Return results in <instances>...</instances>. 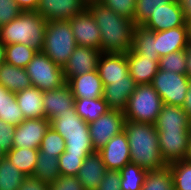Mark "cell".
Segmentation results:
<instances>
[{"label": "cell", "mask_w": 191, "mask_h": 190, "mask_svg": "<svg viewBox=\"0 0 191 190\" xmlns=\"http://www.w3.org/2000/svg\"><path fill=\"white\" fill-rule=\"evenodd\" d=\"M76 46L69 20L47 22L42 52L54 63L63 68Z\"/></svg>", "instance_id": "5"}, {"label": "cell", "mask_w": 191, "mask_h": 190, "mask_svg": "<svg viewBox=\"0 0 191 190\" xmlns=\"http://www.w3.org/2000/svg\"><path fill=\"white\" fill-rule=\"evenodd\" d=\"M122 190H141L148 170L135 163L126 164L120 171Z\"/></svg>", "instance_id": "32"}, {"label": "cell", "mask_w": 191, "mask_h": 190, "mask_svg": "<svg viewBox=\"0 0 191 190\" xmlns=\"http://www.w3.org/2000/svg\"><path fill=\"white\" fill-rule=\"evenodd\" d=\"M18 190H49V184L33 177H26Z\"/></svg>", "instance_id": "46"}, {"label": "cell", "mask_w": 191, "mask_h": 190, "mask_svg": "<svg viewBox=\"0 0 191 190\" xmlns=\"http://www.w3.org/2000/svg\"><path fill=\"white\" fill-rule=\"evenodd\" d=\"M26 176L7 159L0 163V190H18Z\"/></svg>", "instance_id": "33"}, {"label": "cell", "mask_w": 191, "mask_h": 190, "mask_svg": "<svg viewBox=\"0 0 191 190\" xmlns=\"http://www.w3.org/2000/svg\"><path fill=\"white\" fill-rule=\"evenodd\" d=\"M87 156L88 155H74L64 151L58 157L60 175L77 176Z\"/></svg>", "instance_id": "40"}, {"label": "cell", "mask_w": 191, "mask_h": 190, "mask_svg": "<svg viewBox=\"0 0 191 190\" xmlns=\"http://www.w3.org/2000/svg\"><path fill=\"white\" fill-rule=\"evenodd\" d=\"M74 106L78 116L88 124L110 110L103 97L94 99L75 98Z\"/></svg>", "instance_id": "30"}, {"label": "cell", "mask_w": 191, "mask_h": 190, "mask_svg": "<svg viewBox=\"0 0 191 190\" xmlns=\"http://www.w3.org/2000/svg\"><path fill=\"white\" fill-rule=\"evenodd\" d=\"M0 119L14 126H18L25 120L17 104L15 93L8 91L2 85H0Z\"/></svg>", "instance_id": "27"}, {"label": "cell", "mask_w": 191, "mask_h": 190, "mask_svg": "<svg viewBox=\"0 0 191 190\" xmlns=\"http://www.w3.org/2000/svg\"><path fill=\"white\" fill-rule=\"evenodd\" d=\"M101 53L95 48L77 45L67 64L63 67L65 80L97 70Z\"/></svg>", "instance_id": "13"}, {"label": "cell", "mask_w": 191, "mask_h": 190, "mask_svg": "<svg viewBox=\"0 0 191 190\" xmlns=\"http://www.w3.org/2000/svg\"><path fill=\"white\" fill-rule=\"evenodd\" d=\"M129 74L136 85L151 84L159 69V60L142 56L130 50L126 53Z\"/></svg>", "instance_id": "21"}, {"label": "cell", "mask_w": 191, "mask_h": 190, "mask_svg": "<svg viewBox=\"0 0 191 190\" xmlns=\"http://www.w3.org/2000/svg\"><path fill=\"white\" fill-rule=\"evenodd\" d=\"M189 43L188 26L155 31V50L159 57L185 50Z\"/></svg>", "instance_id": "19"}, {"label": "cell", "mask_w": 191, "mask_h": 190, "mask_svg": "<svg viewBox=\"0 0 191 190\" xmlns=\"http://www.w3.org/2000/svg\"><path fill=\"white\" fill-rule=\"evenodd\" d=\"M69 22L76 45L100 50L101 32L87 9L75 15Z\"/></svg>", "instance_id": "11"}, {"label": "cell", "mask_w": 191, "mask_h": 190, "mask_svg": "<svg viewBox=\"0 0 191 190\" xmlns=\"http://www.w3.org/2000/svg\"><path fill=\"white\" fill-rule=\"evenodd\" d=\"M25 70L31 85L41 91H50L66 83L63 68L43 52H36Z\"/></svg>", "instance_id": "7"}, {"label": "cell", "mask_w": 191, "mask_h": 190, "mask_svg": "<svg viewBox=\"0 0 191 190\" xmlns=\"http://www.w3.org/2000/svg\"><path fill=\"white\" fill-rule=\"evenodd\" d=\"M141 190H173V177L169 166L148 171Z\"/></svg>", "instance_id": "34"}, {"label": "cell", "mask_w": 191, "mask_h": 190, "mask_svg": "<svg viewBox=\"0 0 191 190\" xmlns=\"http://www.w3.org/2000/svg\"><path fill=\"white\" fill-rule=\"evenodd\" d=\"M189 43H191V22L188 23Z\"/></svg>", "instance_id": "54"}, {"label": "cell", "mask_w": 191, "mask_h": 190, "mask_svg": "<svg viewBox=\"0 0 191 190\" xmlns=\"http://www.w3.org/2000/svg\"><path fill=\"white\" fill-rule=\"evenodd\" d=\"M49 190H85L77 176L60 175L54 182L49 184Z\"/></svg>", "instance_id": "43"}, {"label": "cell", "mask_w": 191, "mask_h": 190, "mask_svg": "<svg viewBox=\"0 0 191 190\" xmlns=\"http://www.w3.org/2000/svg\"><path fill=\"white\" fill-rule=\"evenodd\" d=\"M16 126L6 123L0 119V147L5 151L13 148V136Z\"/></svg>", "instance_id": "44"}, {"label": "cell", "mask_w": 191, "mask_h": 190, "mask_svg": "<svg viewBox=\"0 0 191 190\" xmlns=\"http://www.w3.org/2000/svg\"><path fill=\"white\" fill-rule=\"evenodd\" d=\"M15 98L25 119L45 117L43 91L37 87H29L15 93Z\"/></svg>", "instance_id": "25"}, {"label": "cell", "mask_w": 191, "mask_h": 190, "mask_svg": "<svg viewBox=\"0 0 191 190\" xmlns=\"http://www.w3.org/2000/svg\"><path fill=\"white\" fill-rule=\"evenodd\" d=\"M85 9V0H40L36 12L50 22L70 20Z\"/></svg>", "instance_id": "15"}, {"label": "cell", "mask_w": 191, "mask_h": 190, "mask_svg": "<svg viewBox=\"0 0 191 190\" xmlns=\"http://www.w3.org/2000/svg\"><path fill=\"white\" fill-rule=\"evenodd\" d=\"M39 149L11 148L6 158L11 161L26 177H31L36 167Z\"/></svg>", "instance_id": "29"}, {"label": "cell", "mask_w": 191, "mask_h": 190, "mask_svg": "<svg viewBox=\"0 0 191 190\" xmlns=\"http://www.w3.org/2000/svg\"><path fill=\"white\" fill-rule=\"evenodd\" d=\"M154 125L157 131L191 130V119L181 107L163 105Z\"/></svg>", "instance_id": "24"}, {"label": "cell", "mask_w": 191, "mask_h": 190, "mask_svg": "<svg viewBox=\"0 0 191 190\" xmlns=\"http://www.w3.org/2000/svg\"><path fill=\"white\" fill-rule=\"evenodd\" d=\"M120 183V172L117 170L107 169L101 184L97 187V190H122Z\"/></svg>", "instance_id": "45"}, {"label": "cell", "mask_w": 191, "mask_h": 190, "mask_svg": "<svg viewBox=\"0 0 191 190\" xmlns=\"http://www.w3.org/2000/svg\"><path fill=\"white\" fill-rule=\"evenodd\" d=\"M124 123V112L111 109L89 123V134L95 151L104 147L113 136L124 131Z\"/></svg>", "instance_id": "9"}, {"label": "cell", "mask_w": 191, "mask_h": 190, "mask_svg": "<svg viewBox=\"0 0 191 190\" xmlns=\"http://www.w3.org/2000/svg\"><path fill=\"white\" fill-rule=\"evenodd\" d=\"M106 169L120 171L126 164L130 163V149L126 133L113 136L107 144L97 151Z\"/></svg>", "instance_id": "14"}, {"label": "cell", "mask_w": 191, "mask_h": 190, "mask_svg": "<svg viewBox=\"0 0 191 190\" xmlns=\"http://www.w3.org/2000/svg\"><path fill=\"white\" fill-rule=\"evenodd\" d=\"M100 2L116 14L134 21L136 0H100Z\"/></svg>", "instance_id": "41"}, {"label": "cell", "mask_w": 191, "mask_h": 190, "mask_svg": "<svg viewBox=\"0 0 191 190\" xmlns=\"http://www.w3.org/2000/svg\"><path fill=\"white\" fill-rule=\"evenodd\" d=\"M86 9L101 32L102 53H127L131 49L136 28L134 21L116 14L101 2L86 3Z\"/></svg>", "instance_id": "1"}, {"label": "cell", "mask_w": 191, "mask_h": 190, "mask_svg": "<svg viewBox=\"0 0 191 190\" xmlns=\"http://www.w3.org/2000/svg\"><path fill=\"white\" fill-rule=\"evenodd\" d=\"M159 69L178 74H186L185 50L170 53L159 58Z\"/></svg>", "instance_id": "39"}, {"label": "cell", "mask_w": 191, "mask_h": 190, "mask_svg": "<svg viewBox=\"0 0 191 190\" xmlns=\"http://www.w3.org/2000/svg\"><path fill=\"white\" fill-rule=\"evenodd\" d=\"M21 12L14 0H0V27L14 20Z\"/></svg>", "instance_id": "42"}, {"label": "cell", "mask_w": 191, "mask_h": 190, "mask_svg": "<svg viewBox=\"0 0 191 190\" xmlns=\"http://www.w3.org/2000/svg\"><path fill=\"white\" fill-rule=\"evenodd\" d=\"M124 132L129 143L131 163L148 171L167 166L162 159L154 124L125 120Z\"/></svg>", "instance_id": "2"}, {"label": "cell", "mask_w": 191, "mask_h": 190, "mask_svg": "<svg viewBox=\"0 0 191 190\" xmlns=\"http://www.w3.org/2000/svg\"><path fill=\"white\" fill-rule=\"evenodd\" d=\"M39 149L46 155L59 157L65 151V140L57 131L49 127L42 138Z\"/></svg>", "instance_id": "38"}, {"label": "cell", "mask_w": 191, "mask_h": 190, "mask_svg": "<svg viewBox=\"0 0 191 190\" xmlns=\"http://www.w3.org/2000/svg\"><path fill=\"white\" fill-rule=\"evenodd\" d=\"M36 52L25 44L6 45V63L25 69Z\"/></svg>", "instance_id": "36"}, {"label": "cell", "mask_w": 191, "mask_h": 190, "mask_svg": "<svg viewBox=\"0 0 191 190\" xmlns=\"http://www.w3.org/2000/svg\"><path fill=\"white\" fill-rule=\"evenodd\" d=\"M181 108L191 119V79H189L188 91L186 93V97H185L183 106Z\"/></svg>", "instance_id": "49"}, {"label": "cell", "mask_w": 191, "mask_h": 190, "mask_svg": "<svg viewBox=\"0 0 191 190\" xmlns=\"http://www.w3.org/2000/svg\"><path fill=\"white\" fill-rule=\"evenodd\" d=\"M5 54H6V45L0 39V66L6 62V55Z\"/></svg>", "instance_id": "51"}, {"label": "cell", "mask_w": 191, "mask_h": 190, "mask_svg": "<svg viewBox=\"0 0 191 190\" xmlns=\"http://www.w3.org/2000/svg\"><path fill=\"white\" fill-rule=\"evenodd\" d=\"M186 75L191 79V43H188L186 49Z\"/></svg>", "instance_id": "50"}, {"label": "cell", "mask_w": 191, "mask_h": 190, "mask_svg": "<svg viewBox=\"0 0 191 190\" xmlns=\"http://www.w3.org/2000/svg\"><path fill=\"white\" fill-rule=\"evenodd\" d=\"M50 127L65 140V152L74 155H90L95 151L89 134V124L76 113L75 106L50 120Z\"/></svg>", "instance_id": "4"}, {"label": "cell", "mask_w": 191, "mask_h": 190, "mask_svg": "<svg viewBox=\"0 0 191 190\" xmlns=\"http://www.w3.org/2000/svg\"><path fill=\"white\" fill-rule=\"evenodd\" d=\"M36 162V167L31 177L50 184L60 176L58 157L46 155L45 152L39 149Z\"/></svg>", "instance_id": "31"}, {"label": "cell", "mask_w": 191, "mask_h": 190, "mask_svg": "<svg viewBox=\"0 0 191 190\" xmlns=\"http://www.w3.org/2000/svg\"><path fill=\"white\" fill-rule=\"evenodd\" d=\"M46 26L47 20L36 11H22L14 20L0 27V39L5 45L20 43L42 52Z\"/></svg>", "instance_id": "3"}, {"label": "cell", "mask_w": 191, "mask_h": 190, "mask_svg": "<svg viewBox=\"0 0 191 190\" xmlns=\"http://www.w3.org/2000/svg\"><path fill=\"white\" fill-rule=\"evenodd\" d=\"M97 71L103 86L111 81L125 80L129 74L126 53H101Z\"/></svg>", "instance_id": "18"}, {"label": "cell", "mask_w": 191, "mask_h": 190, "mask_svg": "<svg viewBox=\"0 0 191 190\" xmlns=\"http://www.w3.org/2000/svg\"><path fill=\"white\" fill-rule=\"evenodd\" d=\"M185 160L191 161V130L188 136V151Z\"/></svg>", "instance_id": "52"}, {"label": "cell", "mask_w": 191, "mask_h": 190, "mask_svg": "<svg viewBox=\"0 0 191 190\" xmlns=\"http://www.w3.org/2000/svg\"><path fill=\"white\" fill-rule=\"evenodd\" d=\"M49 127L50 121L45 117L23 120L15 128L13 148L39 149L42 138Z\"/></svg>", "instance_id": "10"}, {"label": "cell", "mask_w": 191, "mask_h": 190, "mask_svg": "<svg viewBox=\"0 0 191 190\" xmlns=\"http://www.w3.org/2000/svg\"><path fill=\"white\" fill-rule=\"evenodd\" d=\"M75 98L94 99L103 97V83L97 70L70 77L66 81Z\"/></svg>", "instance_id": "22"}, {"label": "cell", "mask_w": 191, "mask_h": 190, "mask_svg": "<svg viewBox=\"0 0 191 190\" xmlns=\"http://www.w3.org/2000/svg\"><path fill=\"white\" fill-rule=\"evenodd\" d=\"M174 0H136L134 22L136 26H142L150 15L164 8V5Z\"/></svg>", "instance_id": "37"}, {"label": "cell", "mask_w": 191, "mask_h": 190, "mask_svg": "<svg viewBox=\"0 0 191 190\" xmlns=\"http://www.w3.org/2000/svg\"><path fill=\"white\" fill-rule=\"evenodd\" d=\"M106 170L101 155L96 151L85 158L77 178L85 190H97Z\"/></svg>", "instance_id": "23"}, {"label": "cell", "mask_w": 191, "mask_h": 190, "mask_svg": "<svg viewBox=\"0 0 191 190\" xmlns=\"http://www.w3.org/2000/svg\"><path fill=\"white\" fill-rule=\"evenodd\" d=\"M157 132L160 152L164 162L168 165L172 162L185 160L190 130Z\"/></svg>", "instance_id": "12"}, {"label": "cell", "mask_w": 191, "mask_h": 190, "mask_svg": "<svg viewBox=\"0 0 191 190\" xmlns=\"http://www.w3.org/2000/svg\"><path fill=\"white\" fill-rule=\"evenodd\" d=\"M6 157V152L0 147V163Z\"/></svg>", "instance_id": "53"}, {"label": "cell", "mask_w": 191, "mask_h": 190, "mask_svg": "<svg viewBox=\"0 0 191 190\" xmlns=\"http://www.w3.org/2000/svg\"><path fill=\"white\" fill-rule=\"evenodd\" d=\"M163 105L151 84L136 85L124 111L125 120L155 124Z\"/></svg>", "instance_id": "6"}, {"label": "cell", "mask_w": 191, "mask_h": 190, "mask_svg": "<svg viewBox=\"0 0 191 190\" xmlns=\"http://www.w3.org/2000/svg\"><path fill=\"white\" fill-rule=\"evenodd\" d=\"M183 12L184 20L188 24L191 22V0H177Z\"/></svg>", "instance_id": "48"}, {"label": "cell", "mask_w": 191, "mask_h": 190, "mask_svg": "<svg viewBox=\"0 0 191 190\" xmlns=\"http://www.w3.org/2000/svg\"><path fill=\"white\" fill-rule=\"evenodd\" d=\"M75 104V97L71 88L66 82L62 86L50 91H43V106L45 118L49 121L72 109Z\"/></svg>", "instance_id": "17"}, {"label": "cell", "mask_w": 191, "mask_h": 190, "mask_svg": "<svg viewBox=\"0 0 191 190\" xmlns=\"http://www.w3.org/2000/svg\"><path fill=\"white\" fill-rule=\"evenodd\" d=\"M130 51L159 60L160 57L155 50V31L146 29L143 26H136Z\"/></svg>", "instance_id": "28"}, {"label": "cell", "mask_w": 191, "mask_h": 190, "mask_svg": "<svg viewBox=\"0 0 191 190\" xmlns=\"http://www.w3.org/2000/svg\"><path fill=\"white\" fill-rule=\"evenodd\" d=\"M0 85L13 93L32 86L24 68L16 67L6 62L0 66Z\"/></svg>", "instance_id": "26"}, {"label": "cell", "mask_w": 191, "mask_h": 190, "mask_svg": "<svg viewBox=\"0 0 191 190\" xmlns=\"http://www.w3.org/2000/svg\"><path fill=\"white\" fill-rule=\"evenodd\" d=\"M151 85L160 95L164 105L182 107L188 91L189 78L186 74L158 69Z\"/></svg>", "instance_id": "8"}, {"label": "cell", "mask_w": 191, "mask_h": 190, "mask_svg": "<svg viewBox=\"0 0 191 190\" xmlns=\"http://www.w3.org/2000/svg\"><path fill=\"white\" fill-rule=\"evenodd\" d=\"M134 79L128 74L125 80L111 81L104 86L103 99L108 104L109 109L125 111L129 97L135 91Z\"/></svg>", "instance_id": "20"}, {"label": "cell", "mask_w": 191, "mask_h": 190, "mask_svg": "<svg viewBox=\"0 0 191 190\" xmlns=\"http://www.w3.org/2000/svg\"><path fill=\"white\" fill-rule=\"evenodd\" d=\"M86 3H89V2H100V0H85Z\"/></svg>", "instance_id": "55"}, {"label": "cell", "mask_w": 191, "mask_h": 190, "mask_svg": "<svg viewBox=\"0 0 191 190\" xmlns=\"http://www.w3.org/2000/svg\"><path fill=\"white\" fill-rule=\"evenodd\" d=\"M168 166L173 177V190H191V161L179 160Z\"/></svg>", "instance_id": "35"}, {"label": "cell", "mask_w": 191, "mask_h": 190, "mask_svg": "<svg viewBox=\"0 0 191 190\" xmlns=\"http://www.w3.org/2000/svg\"><path fill=\"white\" fill-rule=\"evenodd\" d=\"M21 11H36L40 0H14Z\"/></svg>", "instance_id": "47"}, {"label": "cell", "mask_w": 191, "mask_h": 190, "mask_svg": "<svg viewBox=\"0 0 191 190\" xmlns=\"http://www.w3.org/2000/svg\"><path fill=\"white\" fill-rule=\"evenodd\" d=\"M142 26L152 31H164L179 26H188V24L184 20L178 1L174 0L165 4L164 8L153 12Z\"/></svg>", "instance_id": "16"}]
</instances>
